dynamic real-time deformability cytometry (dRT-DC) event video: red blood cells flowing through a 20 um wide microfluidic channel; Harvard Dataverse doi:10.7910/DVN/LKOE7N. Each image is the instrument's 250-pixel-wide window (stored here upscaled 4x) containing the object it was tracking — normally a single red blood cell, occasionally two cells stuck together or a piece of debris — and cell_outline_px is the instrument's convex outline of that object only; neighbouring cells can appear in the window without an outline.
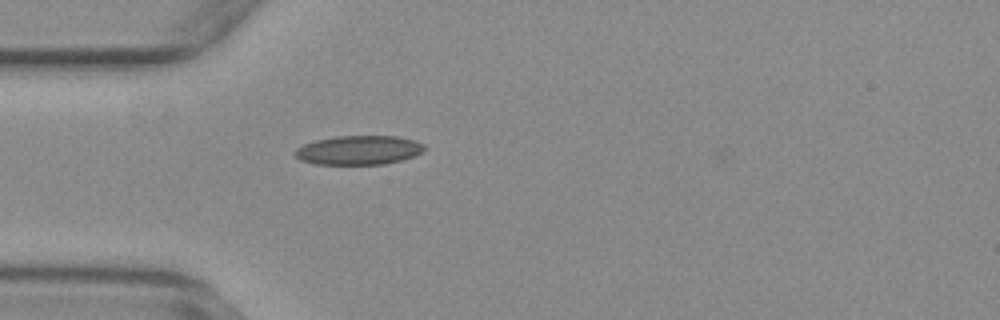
{"species": "common noctule bat (a hibernating species)", "species_latin": "Nyctalus noctula", "temperature_condition": "warm", "stored_images_in_passage": 48, "camera_frame_rate_fps": 3000, "um_per_image_px": 0.085, "animal": {"sex": "female", "body_mass_g": 29.2, "forearm_length_mm": 56.3}, "frame": {"image": 1, "passage_image": 9, "time_ms": 2.667, "image_size_px": [1000, 320], "cell_outline_px": [[424, 148], [420, 152], [412, 156], [400, 160], [384, 164], [316, 164], [300, 160], [292, 152], [296, 148], [304, 144], [316, 140], [336, 136], [396, 136], [412, 140], [424, 144]], "centroid_in_image_um": [30.43, 12.76], "position_along_channel_um": 54.6, "area_um2": 21.73}}
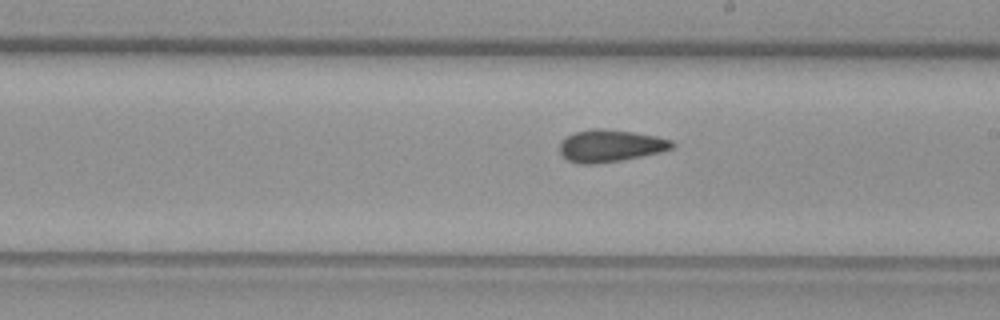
{"frame": {"image": 2, "passage_image": 24, "time_ms": 7.667, "image_size_px": [1000, 320], "cell_outline_px": [[676, 144], [672, 148], [660, 152], [620, 160], [596, 164], [576, 164], [568, 160], [560, 152], [560, 140], [576, 132], [592, 128], [604, 128], [632, 132], [656, 136], [672, 140]], "centroid_in_image_um": [51.87, 12.39], "position_along_channel_um": 237.1, "area_um2": 21.04}}
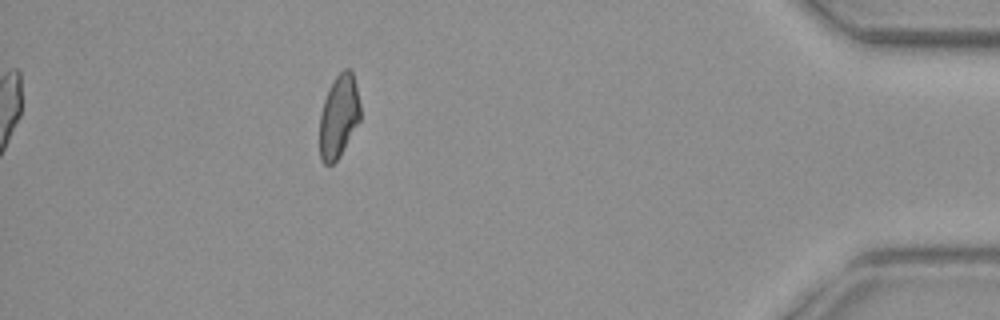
{"frame": {"image": 3, "passage_image": 42, "time_ms": 13.667, "image_size_px": [1000, 320], "cell_outline_px": [[360, 120], [340, 156], [332, 164], [324, 164], [320, 160], [320, 112], [328, 88], [336, 76], [344, 68], [348, 68], [352, 72], [356, 84], [360, 104]], "centroid_in_image_um": [28.79, 9.88], "position_along_channel_um": 406.4, "area_um2": 19.71}, "authors_computed_cell_mechanics": {"area_um2": 20.7213, "velocity_mm_per_s": 3.7646, "shape_relaxation_time_tau1_ms": null, "shape_relaxation_time_tau2_ms": 2.9426, "deformation_change_tau1": null, "deformation_change_tau2": 0.102}}